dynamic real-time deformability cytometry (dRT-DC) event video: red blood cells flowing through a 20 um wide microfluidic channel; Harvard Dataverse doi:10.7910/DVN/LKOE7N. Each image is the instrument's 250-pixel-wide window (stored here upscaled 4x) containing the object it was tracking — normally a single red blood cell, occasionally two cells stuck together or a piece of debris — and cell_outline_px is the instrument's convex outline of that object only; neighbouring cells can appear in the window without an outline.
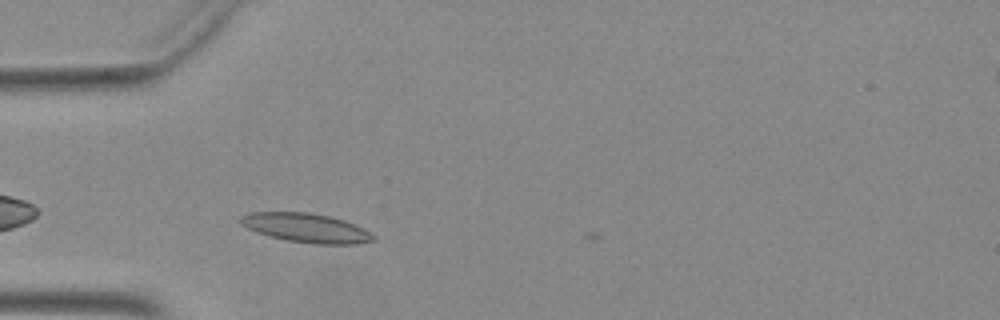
{"species": "Egyptian fruit bat (a non-hibernating species)", "species_latin": "Rousettus aegyptiacus", "temperature_condition": "warm", "stored_images_in_passage": 5, "camera_frame_rate_fps": 3000, "um_per_image_px": 0.085, "animal": {"sex": "female"}, "frame": {"image": 1, "passage_image": 4, "time_ms": 1.0, "image_size_px": [1000, 320], "cell_outline_px": [[376, 240], [356, 244], [312, 244], [288, 240], [268, 236], [256, 232], [240, 224], [240, 216], [252, 212], [308, 212], [328, 216], [344, 220], [364, 228], [376, 236]], "centroid_in_image_um": [26.04, 19.37], "position_along_channel_um": 59.0, "area_um2": 22.6}}